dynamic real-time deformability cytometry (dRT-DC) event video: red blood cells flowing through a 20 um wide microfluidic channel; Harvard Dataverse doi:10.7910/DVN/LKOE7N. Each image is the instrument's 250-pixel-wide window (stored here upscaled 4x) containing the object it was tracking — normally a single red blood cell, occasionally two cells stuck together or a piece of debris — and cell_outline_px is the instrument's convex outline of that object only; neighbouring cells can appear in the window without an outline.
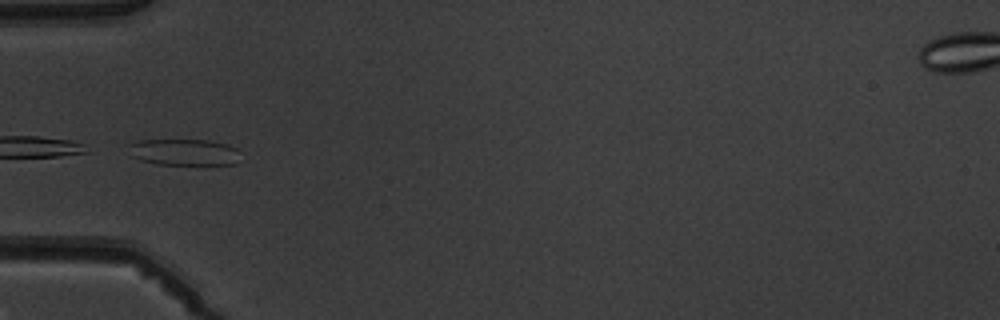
{"species": "common noctule bat (a hibernating species)", "species_latin": "Nyctalus noctula", "temperature_condition": "warm", "stored_images_in_passage": 4, "camera_frame_rate_fps": 3000, "um_per_image_px": 0.085, "animal": {"sex": "male", "body_mass_g": 19.5, "forearm_length_mm": 54.6}, "frame": {"image": 1, "passage_image": 4, "time_ms": 4.333, "image_size_px": [1000, 320], "cell_outline_px": [[236, 164], [156, 164], [140, 160], [132, 156], [128, 144], [140, 140], [208, 140], [228, 144], [236, 148]], "centroid_in_image_um": [15.6, 12.92], "position_along_channel_um": 69.4, "area_um2": 16.94}}